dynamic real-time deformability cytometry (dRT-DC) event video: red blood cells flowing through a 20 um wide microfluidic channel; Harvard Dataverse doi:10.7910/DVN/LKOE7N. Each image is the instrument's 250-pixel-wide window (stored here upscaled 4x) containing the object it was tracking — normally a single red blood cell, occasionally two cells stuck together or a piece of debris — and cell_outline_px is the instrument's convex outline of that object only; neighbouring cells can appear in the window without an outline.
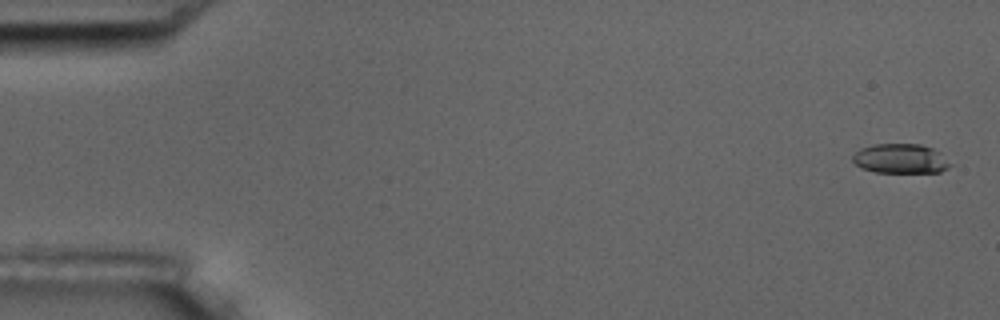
{"species": "common noctule bat (a hibernating species)", "species_latin": "Nyctalus noctula", "temperature_condition": "room temperature", "stored_images_in_passage": 5, "segment_of_instrument_passage": [1, 2], "camera_frame_rate_fps": 3000, "um_per_image_px": 0.085, "animal": {"sex": "male", "body_mass_g": 17.5, "forearm_length_mm": 52.3}, "frame": {"image": 1, "passage_image": 1, "time_ms": 0.0, "image_size_px": [1000, 320], "cell_outline_px": [[952, 164], [948, 168], [940, 172], [876, 172], [860, 168], [852, 160], [852, 156], [860, 148], [876, 144], [920, 144], [932, 148]], "centroid_in_image_um": [76.51, 13.49], "position_along_channel_um": 8.5, "area_um2": 16.65}}